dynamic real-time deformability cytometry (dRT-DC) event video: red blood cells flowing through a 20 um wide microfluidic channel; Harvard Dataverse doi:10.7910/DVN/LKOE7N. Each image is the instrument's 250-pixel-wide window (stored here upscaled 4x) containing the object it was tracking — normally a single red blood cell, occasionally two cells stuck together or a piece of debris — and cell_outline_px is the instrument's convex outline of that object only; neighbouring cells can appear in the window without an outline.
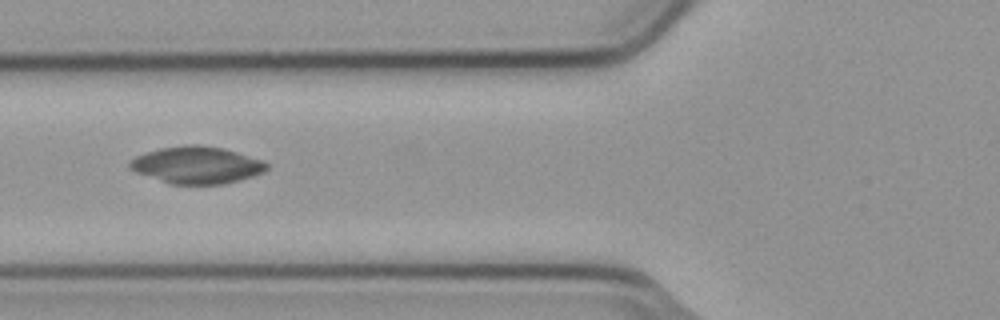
{"species": "common noctule bat (a hibernating species)", "species_latin": "Nyctalus noctula", "temperature_condition": "cold", "stored_images_in_passage": 13, "camera_frame_rate_fps": 3000, "um_per_image_px": 0.085, "animal": {"sex": "male", "body_mass_g": 23.1, "forearm_length_mm": 52.7}, "frame": {"image": 1, "passage_image": 5, "time_ms": 1.333, "image_size_px": [1000, 320], "cell_outline_px": [[268, 168], [264, 172], [240, 180], [224, 184], [168, 184], [136, 172], [128, 168], [128, 164], [136, 156], [160, 148], [184, 144], [200, 144], [224, 148], [260, 160], [268, 164]], "centroid_in_image_um": [16.7, 14.03], "position_along_channel_um": 109.1, "area_um2": 29.59}}
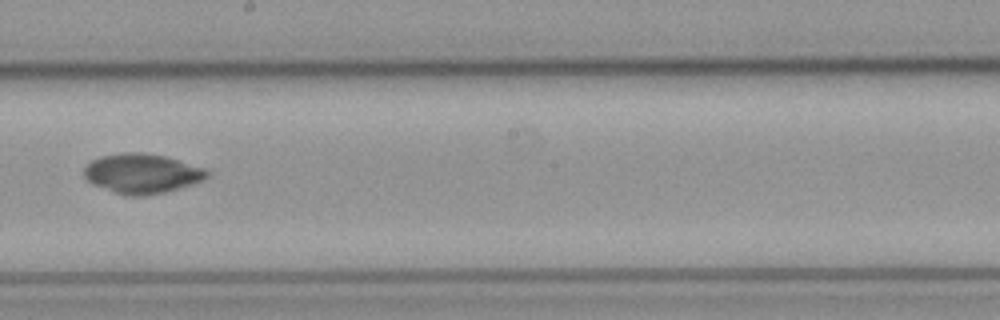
{"frame": {"image": 2, "passage_image": 8, "time_ms": 2.333, "image_size_px": [1000, 320], "cell_outline_px": [[208, 176], [192, 184], [180, 188], [164, 192], [144, 196], [124, 196], [96, 184], [88, 180], [84, 176], [84, 168], [92, 160], [100, 156], [124, 152], [144, 152], [164, 156], [204, 168], [208, 172]], "centroid_in_image_um": [12.05, 14.74], "position_along_channel_um": 236.1, "area_um2": 28.09}}
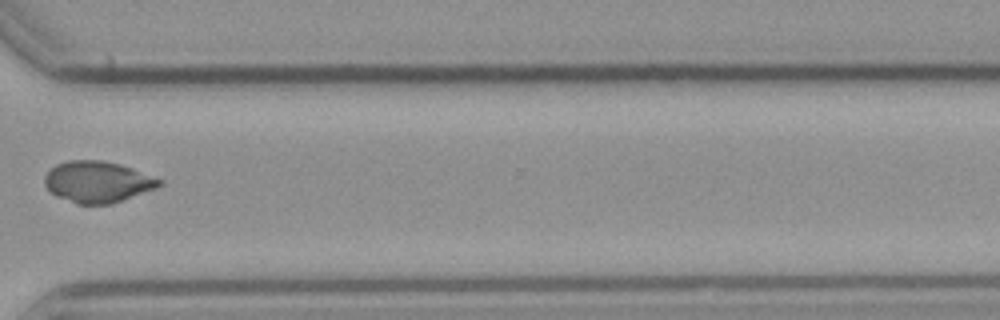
{"frame": {"image": 3, "passage_image": 11, "time_ms": 3.333, "image_size_px": [1000, 320], "cell_outline_px": [[164, 184], [156, 188], [112, 204], [76, 204], [56, 196], [44, 184], [44, 176], [56, 164], [68, 160], [100, 160], [120, 164], [132, 168], [164, 180]], "centroid_in_image_um": [8.31, 15.46], "position_along_channel_um": 362.3, "area_um2": 27.69}}